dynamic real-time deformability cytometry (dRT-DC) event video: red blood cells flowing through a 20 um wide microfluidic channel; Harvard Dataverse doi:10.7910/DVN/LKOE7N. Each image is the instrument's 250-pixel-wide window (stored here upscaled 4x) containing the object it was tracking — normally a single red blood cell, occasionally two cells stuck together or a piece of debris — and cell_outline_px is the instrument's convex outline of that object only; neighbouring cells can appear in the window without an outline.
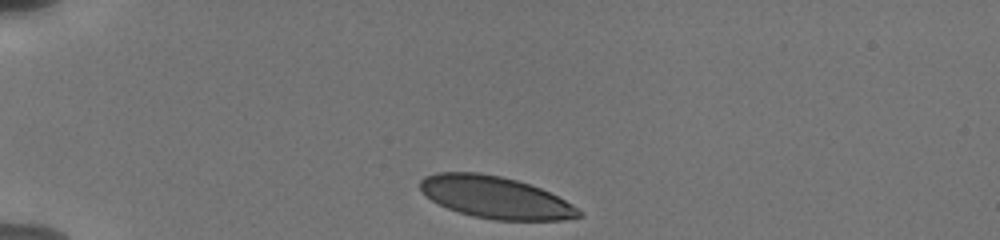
{"species": "human", "species_latin": "Homo sapiens", "temperature_condition": "cold", "stored_images_in_passage": 7, "camera_frame_rate_fps": 3000, "um_per_image_px": 0.085, "donor": {"sex": "male"}, "frame": {"image": 1, "passage_image": 1, "time_ms": 0.0, "image_size_px": [1000, 240], "cell_outline_px": [[584, 216], [564, 220], [496, 220], [472, 216], [448, 208], [432, 200], [420, 188], [420, 180], [424, 176], [436, 172], [480, 172], [500, 176], [516, 180], [540, 188], [564, 200], [584, 212]], "centroid_in_image_um": [42.12, 16.78], "position_along_channel_um": 42.9, "area_um2": 38.61}}